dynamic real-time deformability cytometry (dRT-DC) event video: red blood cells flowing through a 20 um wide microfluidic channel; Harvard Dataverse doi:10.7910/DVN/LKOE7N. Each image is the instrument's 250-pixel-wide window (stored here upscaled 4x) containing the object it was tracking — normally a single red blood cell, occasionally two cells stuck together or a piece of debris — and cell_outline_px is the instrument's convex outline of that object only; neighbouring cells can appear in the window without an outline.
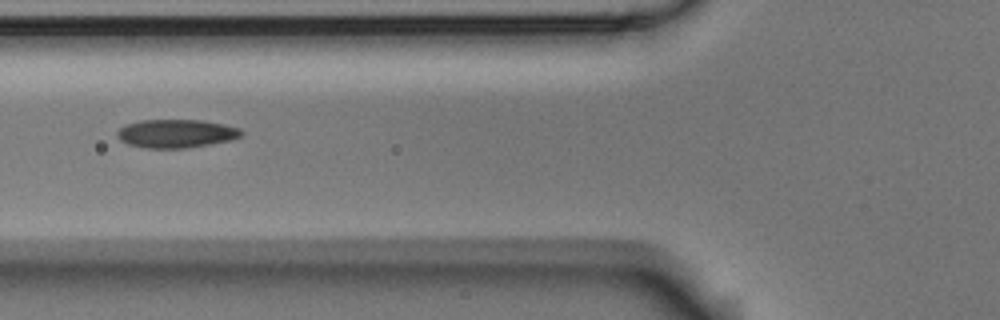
{"species": "Egyptian fruit bat (a non-hibernating species)", "species_latin": "Rousettus aegyptiacus", "temperature_condition": "room temperature", "stored_images_in_passage": 20, "camera_frame_rate_fps": 3000, "um_per_image_px": 0.085, "animal": {"sex": "male"}, "frame": {"image": 1, "passage_image": 4, "time_ms": 1.0, "image_size_px": [1000, 320], "cell_outline_px": [[244, 132], [240, 136], [232, 140], [188, 148], [148, 148], [128, 144], [120, 140], [116, 136], [116, 132], [124, 124], [140, 120], [204, 120], [224, 124], [240, 128]], "centroid_in_image_um": [14.97, 11.34], "position_along_channel_um": 110.8, "area_um2": 20.75}}
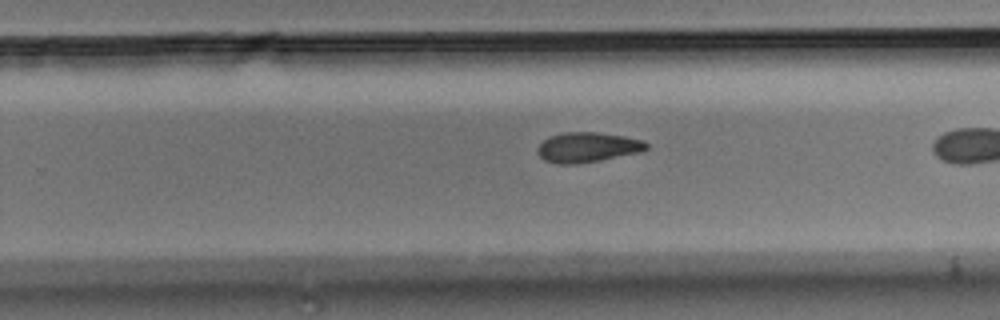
{"frame": {"image": 2, "passage_image": 12, "time_ms": 3.667, "image_size_px": [1000, 320], "cell_outline_px": [[648, 148], [640, 152], [600, 160], [576, 164], [556, 164], [544, 160], [536, 152], [536, 148], [548, 136], [560, 132], [596, 132], [624, 136], [644, 140], [648, 144]], "centroid_in_image_um": [49.91, 12.51], "position_along_channel_um": 279.9, "area_um2": 19.19}}
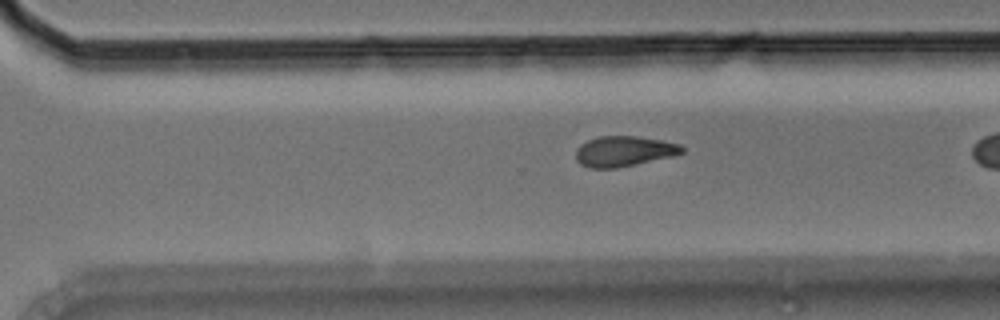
{"frame": {"image": 3, "passage_image": 15, "time_ms": 4.667, "image_size_px": [1000, 320], "cell_outline_px": [[684, 152], [672, 156], [616, 168], [588, 168], [580, 164], [576, 160], [576, 148], [580, 144], [588, 140], [600, 136], [636, 136], [660, 140], [680, 144], [684, 148]], "centroid_in_image_um": [53.0, 12.85], "position_along_channel_um": 317.6, "area_um2": 18.73}}